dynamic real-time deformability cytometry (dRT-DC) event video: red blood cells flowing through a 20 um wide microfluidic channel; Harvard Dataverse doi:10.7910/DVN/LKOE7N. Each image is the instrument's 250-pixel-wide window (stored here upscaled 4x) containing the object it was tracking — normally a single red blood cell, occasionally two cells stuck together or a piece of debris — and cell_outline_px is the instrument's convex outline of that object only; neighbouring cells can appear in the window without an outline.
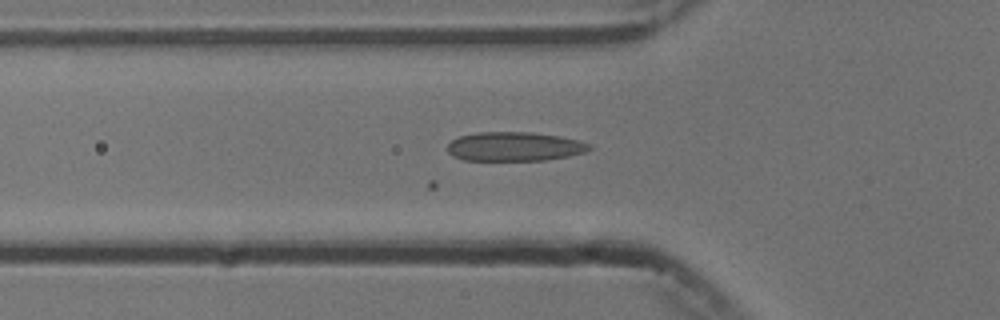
{"species": "common noctule bat (a hibernating species)", "species_latin": "Nyctalus noctula", "temperature_condition": "cold", "stored_images_in_passage": 40, "camera_frame_rate_fps": 3000, "um_per_image_px": 0.085, "animal": {"sex": "male", "body_mass_g": 13.3}, "frame": {"image": 1, "passage_image": 6, "time_ms": 1.667, "image_size_px": [1000, 320], "cell_outline_px": [[592, 148], [584, 152], [568, 156], [544, 160], [464, 160], [452, 156], [448, 152], [448, 144], [452, 140], [460, 136], [476, 132], [532, 132], [560, 136], [580, 140], [592, 144]], "centroid_in_image_um": [43.75, 12.45], "position_along_channel_um": 82.1, "area_um2": 24.16}}
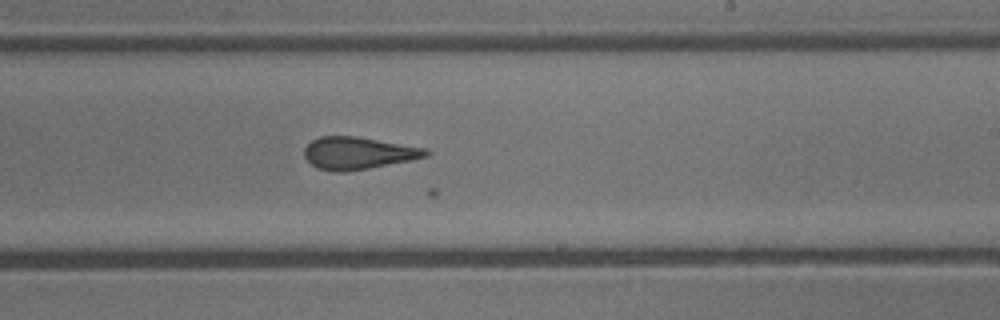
{"frame": {"image": 2, "passage_image": 20, "time_ms": 6.333, "image_size_px": [1000, 320], "cell_outline_px": [[432, 152], [428, 156], [412, 160], [368, 168], [344, 172], [336, 172], [316, 168], [304, 156], [304, 148], [312, 140], [320, 136], [356, 136], [428, 148]], "centroid_in_image_um": [30.47, 13.01], "position_along_channel_um": 258.5, "area_um2": 23.0}}
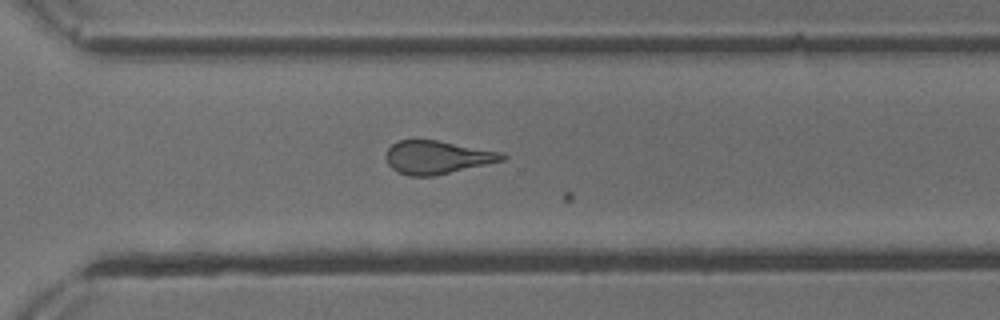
{"frame": {"image": 3, "passage_image": 26, "time_ms": 8.333, "image_size_px": [1000, 320], "cell_outline_px": [[508, 156], [504, 160], [432, 176], [408, 176], [396, 172], [388, 164], [384, 156], [388, 148], [392, 144], [400, 140], [436, 140], [504, 152]], "centroid_in_image_um": [37.14, 13.37], "position_along_channel_um": 333.5, "area_um2": 22.48}}